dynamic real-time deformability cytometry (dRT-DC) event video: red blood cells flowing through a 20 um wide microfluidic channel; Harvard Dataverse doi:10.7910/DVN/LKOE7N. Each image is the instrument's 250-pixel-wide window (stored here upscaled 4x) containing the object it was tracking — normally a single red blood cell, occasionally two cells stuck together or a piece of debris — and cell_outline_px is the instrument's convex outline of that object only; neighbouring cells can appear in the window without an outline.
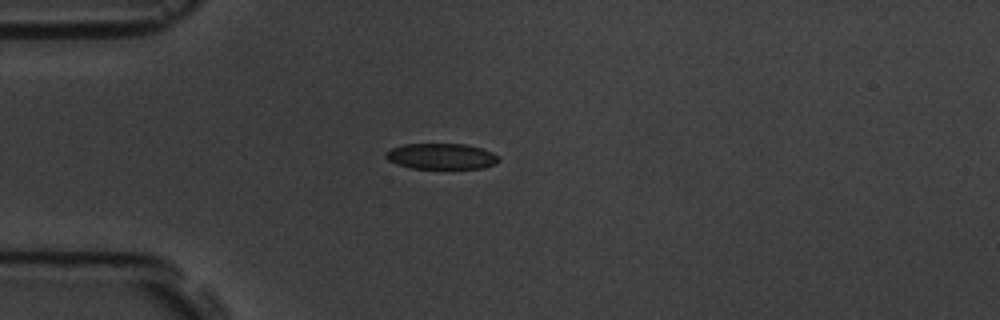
{"species": "common noctule bat (a hibernating species)", "species_latin": "Nyctalus noctula", "temperature_condition": "room temperature", "stored_images_in_passage": 3, "camera_frame_rate_fps": 3000, "um_per_image_px": 0.085, "animal": {"sex": "male", "body_mass_g": 19.5, "forearm_length_mm": 54.6}, "frame": {"image": 1, "passage_image": 1, "time_ms": 0.0, "image_size_px": [1000, 320], "cell_outline_px": [[500, 160], [496, 164], [484, 168], [412, 168], [396, 164], [388, 160], [384, 156], [384, 152], [392, 148], [404, 144], [464, 144], [480, 148], [492, 152], [500, 156]], "centroid_in_image_um": [37.52, 13.29], "position_along_channel_um": 47.5, "area_um2": 17.05}}
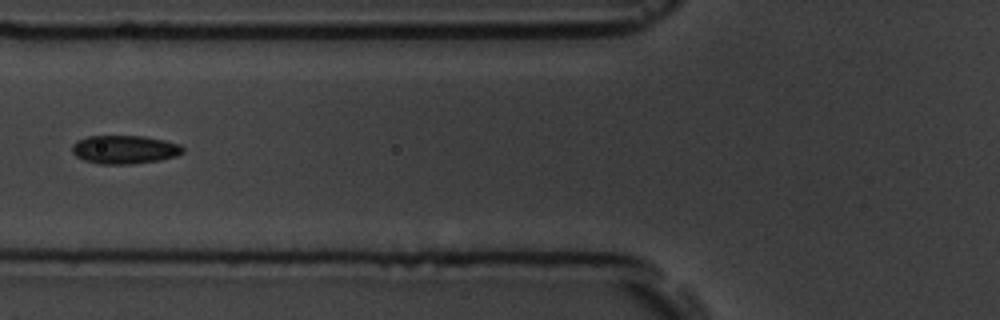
{"frame": {"image": 2, "passage_image": 3, "time_ms": 2.333, "image_size_px": [1000, 320], "cell_outline_px": [[184, 152], [176, 156], [160, 160], [132, 164], [100, 164], [84, 160], [76, 156], [72, 152], [72, 144], [76, 140], [88, 136], [144, 136], [164, 140], [180, 144], [184, 148]], "centroid_in_image_um": [10.59, 12.71], "position_along_channel_um": 115.2, "area_um2": 18.5}}